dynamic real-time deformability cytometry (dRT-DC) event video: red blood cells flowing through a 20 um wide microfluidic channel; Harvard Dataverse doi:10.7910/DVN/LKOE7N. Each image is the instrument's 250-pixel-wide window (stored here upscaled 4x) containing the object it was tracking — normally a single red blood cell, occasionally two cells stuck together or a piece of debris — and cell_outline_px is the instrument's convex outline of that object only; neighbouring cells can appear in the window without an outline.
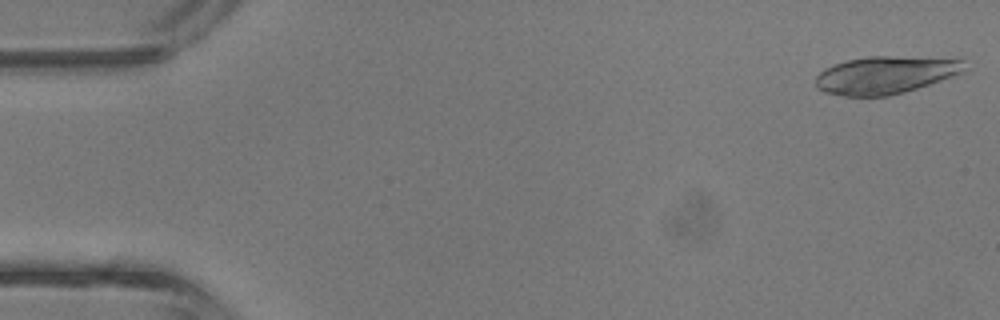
{"species": "common noctule bat (a hibernating species)", "species_latin": "Nyctalus noctula", "temperature_condition": "room temperature", "stored_images_in_passage": 13, "camera_frame_rate_fps": 3000, "um_per_image_px": 0.085, "animal": {"sex": "male", "body_mass_g": 13.3}, "frame": {"image": 1, "passage_image": 1, "time_ms": 0.0, "image_size_px": [1000, 320], "cell_outline_px": [[964, 72], [904, 92], [888, 96], [844, 96], [824, 92], [816, 88], [816, 76], [824, 68], [848, 60], [868, 56], [960, 56], [964, 60]], "centroid_in_image_um": [75.34, 6.34], "position_along_channel_um": 9.7, "area_um2": 33.18}}